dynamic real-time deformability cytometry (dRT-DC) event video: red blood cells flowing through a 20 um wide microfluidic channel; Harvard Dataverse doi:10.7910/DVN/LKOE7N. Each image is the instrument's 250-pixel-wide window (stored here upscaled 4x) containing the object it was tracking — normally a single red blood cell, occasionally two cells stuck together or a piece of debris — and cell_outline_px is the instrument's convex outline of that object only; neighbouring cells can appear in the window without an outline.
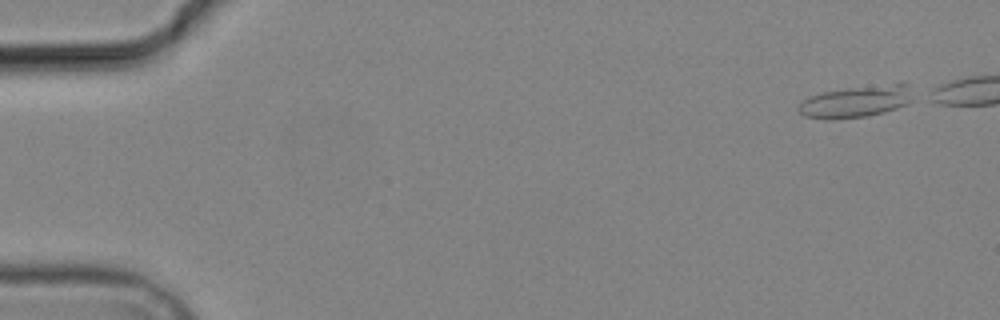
{"species": "common noctule bat (a hibernating species)", "species_latin": "Nyctalus noctula", "temperature_condition": "cold", "stored_images_in_passage": 10, "camera_frame_rate_fps": 3000, "um_per_image_px": 0.085, "animal": {"sex": "male", "body_mass_g": 19.2, "forearm_length_mm": 51.8}, "frame": {"image": 1, "passage_image": 1, "time_ms": 0.0, "image_size_px": [1000, 320], "cell_outline_px": [[912, 100], [896, 108], [884, 112], [868, 116], [832, 120], [828, 120], [804, 116], [796, 108], [808, 96], [824, 92], [848, 88], [900, 80], [904, 80], [908, 84]], "centroid_in_image_um": [72.8, 8.6], "position_along_channel_um": 12.2, "area_um2": 21.62}}
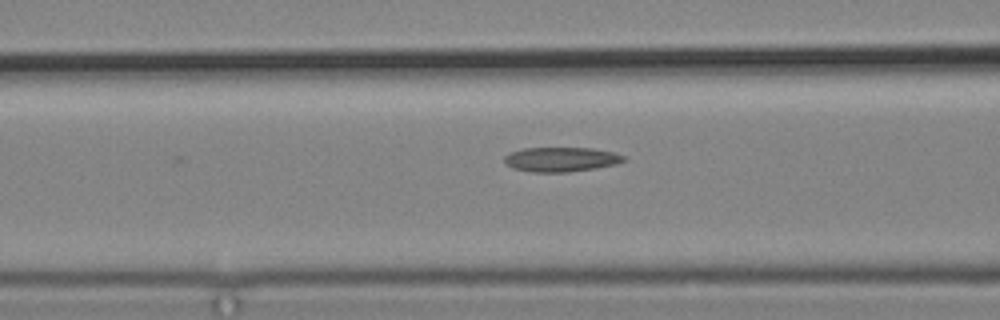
{"frame": {"image": 2, "passage_image": 8, "time_ms": 8.333, "image_size_px": [1000, 320], "cell_outline_px": [[628, 160], [616, 164], [596, 168], [568, 172], [532, 172], [512, 168], [504, 164], [504, 156], [508, 152], [524, 148], [592, 148], [616, 152], [624, 156]], "centroid_in_image_um": [47.68, 13.54], "position_along_channel_um": 118.9, "area_um2": 17.34}}
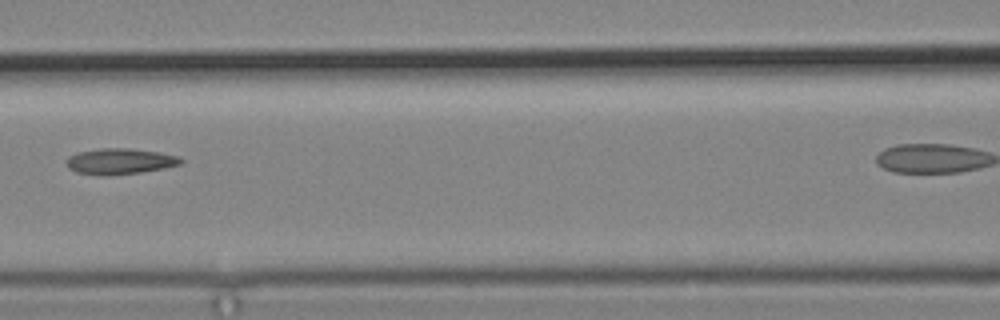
{"frame": {"image": 3, "passage_image": 9, "time_ms": 9.333, "image_size_px": [1000, 320], "cell_outline_px": [[184, 160], [180, 164], [164, 168], [140, 172], [76, 172], [68, 168], [68, 156], [76, 152], [100, 148], [128, 148], [160, 152], [180, 156]], "centroid_in_image_um": [10.27, 13.64], "position_along_channel_um": 156.3, "area_um2": 16.36}}